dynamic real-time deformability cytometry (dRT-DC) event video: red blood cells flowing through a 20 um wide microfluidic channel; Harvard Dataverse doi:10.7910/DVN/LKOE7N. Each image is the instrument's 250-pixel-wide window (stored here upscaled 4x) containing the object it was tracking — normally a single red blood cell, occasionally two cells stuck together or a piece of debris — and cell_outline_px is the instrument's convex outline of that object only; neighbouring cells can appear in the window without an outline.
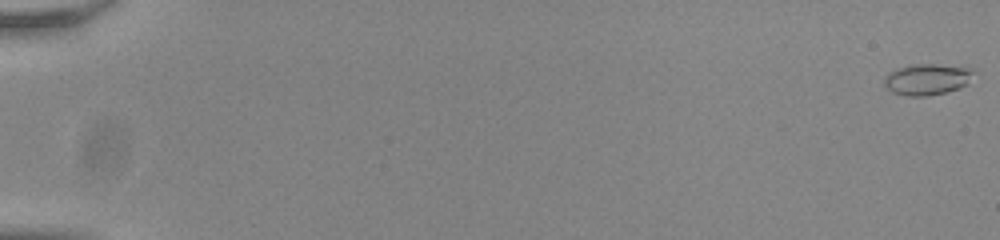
{"species": "common noctule bat (a hibernating species)", "species_latin": "Nyctalus noctula", "temperature_condition": "room temperature", "stored_images_in_passage": 57, "camera_frame_rate_fps": 3000, "um_per_image_px": 0.085, "animal": {"sex": "male", "body_mass_g": 20.0, "forearm_length_mm": 53.3}, "frame": {"image": 1, "passage_image": 1, "time_ms": 0.0, "image_size_px": [1000, 240], "cell_outline_px": [[976, 72], [968, 84], [960, 88], [928, 96], [908, 96], [892, 92], [884, 84], [884, 76], [888, 72], [896, 68], [912, 64], [932, 64], [972, 68]], "centroid_in_image_um": [78.81, 6.73], "position_along_channel_um": 6.2, "area_um2": 16.42}}
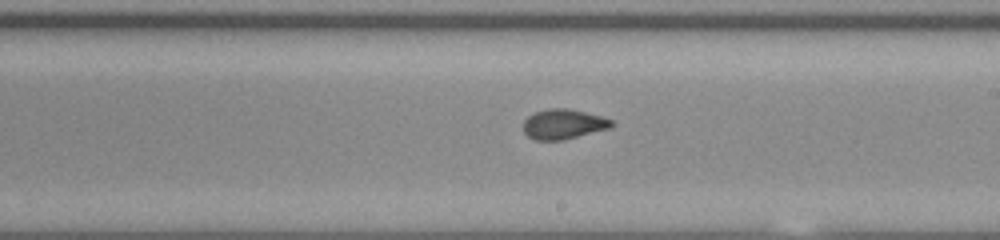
{"frame": {"image": 2, "passage_image": 35, "time_ms": 11.333, "image_size_px": [1000, 240], "cell_outline_px": [[616, 124], [612, 128], [564, 140], [532, 140], [524, 132], [524, 120], [528, 116], [536, 112], [548, 108], [568, 108], [600, 116], [612, 120]], "centroid_in_image_um": [47.91, 10.56], "position_along_channel_um": 241.1, "area_um2": 15.55}}
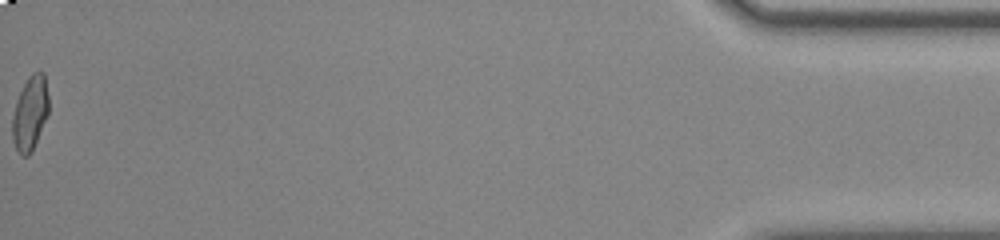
{"frame": {"image": 3, "passage_image": 57, "time_ms": 18.667, "image_size_px": [1000, 240], "cell_outline_px": [[48, 112], [32, 152], [28, 156], [20, 156], [12, 140], [12, 116], [16, 100], [28, 76], [32, 72], [44, 72], [48, 96]], "centroid_in_image_um": [2.54, 9.63], "position_along_channel_um": 432.7, "area_um2": 15.72}, "authors_computed_cell_mechanics": {"area_um2": 15.4904, "velocity_mm_per_s": 3.8166, "shape_relaxation_time_tau1_ms": null, "shape_relaxation_time_tau2_ms": 0.9159, "deformation_change_tau1": null, "deformation_change_tau2": 0.0607}}